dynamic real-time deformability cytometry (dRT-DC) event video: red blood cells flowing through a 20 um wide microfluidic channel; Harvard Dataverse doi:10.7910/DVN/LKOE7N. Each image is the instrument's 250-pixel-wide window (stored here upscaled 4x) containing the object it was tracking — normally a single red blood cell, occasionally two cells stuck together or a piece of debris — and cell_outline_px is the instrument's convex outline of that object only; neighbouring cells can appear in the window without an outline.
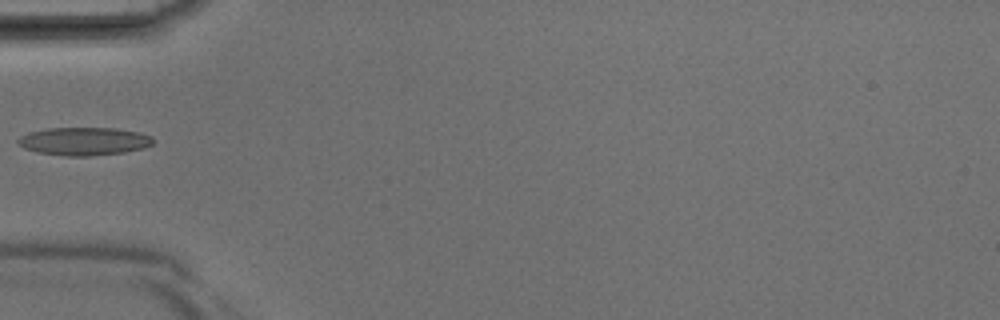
{"species": "Egyptian fruit bat (a non-hibernating species)", "species_latin": "Rousettus aegyptiacus", "temperature_condition": "room temperature", "stored_images_in_passage": 25, "camera_frame_rate_fps": 3000, "um_per_image_px": 0.085, "animal": {"sex": "male"}, "frame": {"image": 1, "passage_image": 1, "time_ms": 0.0, "image_size_px": [1000, 320], "cell_outline_px": [[152, 144], [144, 148], [124, 152], [88, 156], [64, 156], [36, 152], [24, 148], [16, 140], [20, 136], [28, 132], [48, 128], [116, 128], [140, 132], [152, 136]], "centroid_in_image_um": [7.13, 12.0], "position_along_channel_um": 77.9, "area_um2": 22.14}}
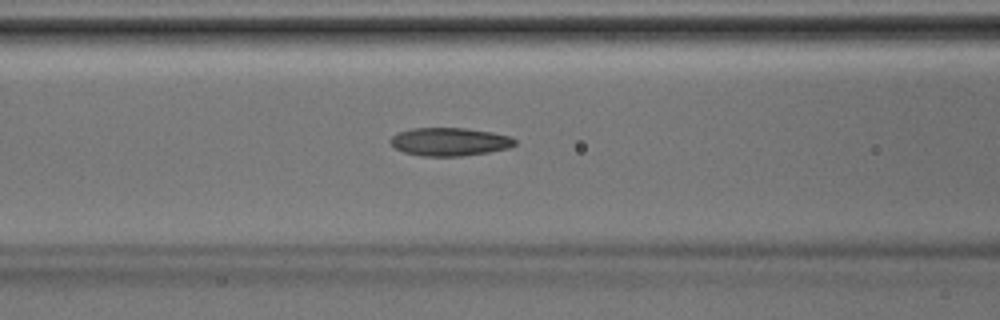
{"frame": {"image": 2, "passage_image": 4, "time_ms": 1.0, "image_size_px": [1000, 320], "cell_outline_px": [[516, 144], [508, 148], [488, 152], [460, 156], [420, 156], [404, 152], [396, 148], [388, 140], [392, 136], [400, 132], [412, 128], [464, 128], [492, 132], [512, 136], [516, 140]], "centroid_in_image_um": [38.23, 12.04], "position_along_channel_um": 128.4, "area_um2": 20.4}}
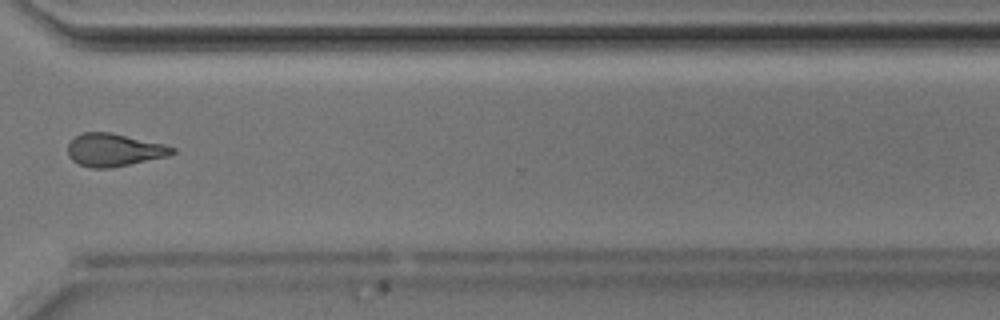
{"frame": {"image": 3, "passage_image": 18, "time_ms": 5.667, "image_size_px": [1000, 320], "cell_outline_px": [[176, 152], [168, 156], [112, 168], [92, 168], [80, 164], [72, 160], [68, 156], [68, 144], [76, 136], [84, 132], [112, 132], [164, 144], [176, 148]], "centroid_in_image_um": [9.71, 12.74], "position_along_channel_um": 360.9, "area_um2": 20.0}}